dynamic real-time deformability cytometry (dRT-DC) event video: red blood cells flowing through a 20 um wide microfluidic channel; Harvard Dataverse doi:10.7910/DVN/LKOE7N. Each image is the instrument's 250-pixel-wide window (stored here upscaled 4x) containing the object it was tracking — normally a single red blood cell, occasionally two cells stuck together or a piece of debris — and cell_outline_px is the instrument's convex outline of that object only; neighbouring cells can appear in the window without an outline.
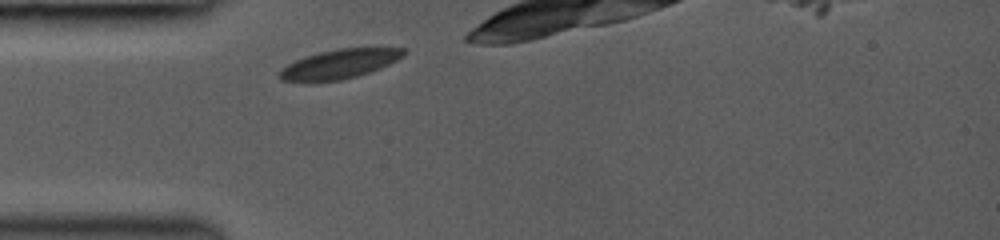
{"species": "common noctule bat (a hibernating species)", "species_latin": "Nyctalus noctula", "temperature_condition": "room temperature", "stored_images_in_passage": 7, "camera_frame_rate_fps": 3000, "um_per_image_px": 0.085, "animal": {"sex": "female", "body_mass_g": 19.0, "forearm_length_mm": 53.3}, "frame": {"image": 1, "passage_image": 1, "time_ms": 0.0, "image_size_px": [1000, 240], "cell_outline_px": [[408, 52], [404, 56], [372, 72], [340, 80], [312, 84], [304, 84], [280, 80], [280, 68], [304, 56], [320, 52], [340, 48], [408, 48]], "centroid_in_image_um": [28.81, 5.48], "position_along_channel_um": 56.2, "area_um2": 21.79}}
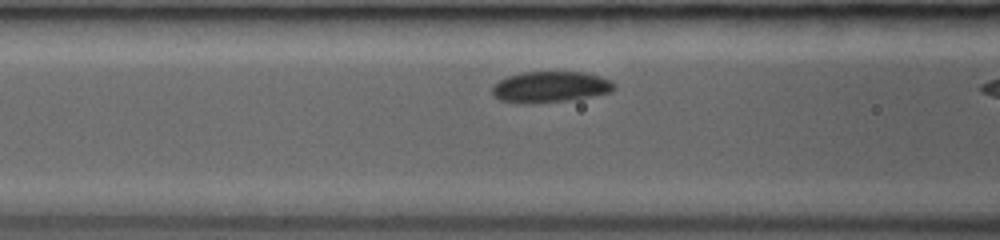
{"frame": {"image": 2, "passage_image": 5, "time_ms": 1.667, "image_size_px": [1000, 240], "cell_outline_px": [[616, 88], [612, 92], [568, 100], [532, 104], [516, 104], [500, 100], [492, 96], [492, 84], [508, 76], [520, 72], [584, 72], [600, 76], [612, 80]], "centroid_in_image_um": [46.73, 7.4], "position_along_channel_um": 119.9, "area_um2": 22.43}}